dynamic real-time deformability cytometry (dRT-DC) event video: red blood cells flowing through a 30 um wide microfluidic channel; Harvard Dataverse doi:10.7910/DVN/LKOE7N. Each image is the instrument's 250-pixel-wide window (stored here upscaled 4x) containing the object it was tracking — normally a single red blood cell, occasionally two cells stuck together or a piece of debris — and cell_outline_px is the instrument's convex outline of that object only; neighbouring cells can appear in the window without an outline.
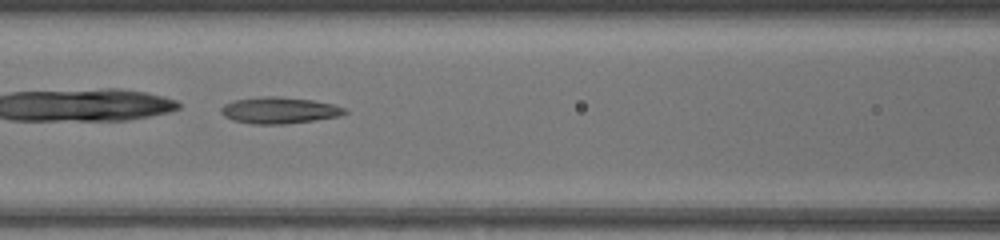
{"species": "common noctule bat (a hibernating species)", "species_latin": "Nyctalus noctula", "temperature_condition": "warm", "stored_images_in_passage": 46, "camera_frame_rate_fps": 3000, "um_per_image_px": 0.085, "animal": {"sex": "female", "body_mass_g": 17.0, "forearm_length_mm": 48.0}, "frame": {"image": 1, "passage_image": 22, "time_ms": 7.0, "image_size_px": [1000, 240], "cell_outline_px": [[348, 112], [340, 116], [316, 120], [284, 124], [252, 124], [232, 120], [224, 116], [220, 112], [220, 108], [224, 104], [232, 100], [260, 96], [280, 96], [312, 100], [332, 104], [348, 108]], "centroid_in_image_um": [23.73, 9.37], "position_along_channel_um": 142.9, "area_um2": 19.36}}
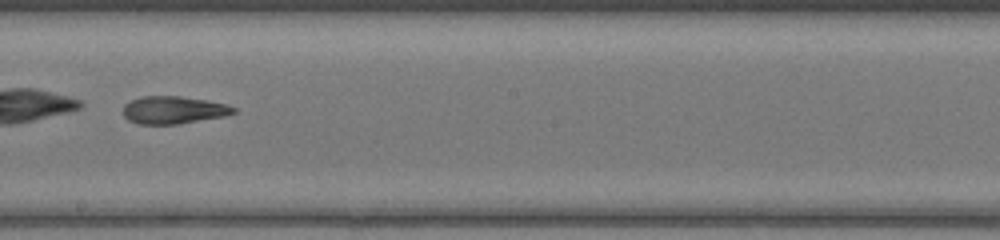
{"frame": {"image": 2, "passage_image": 28, "time_ms": 9.0, "image_size_px": [1000, 240], "cell_outline_px": [[236, 112], [224, 116], [180, 124], [136, 124], [128, 120], [124, 116], [124, 104], [128, 100], [140, 96], [180, 96], [208, 100], [228, 104], [236, 108]], "centroid_in_image_um": [14.74, 9.34], "position_along_channel_um": 233.5, "area_um2": 18.03}}
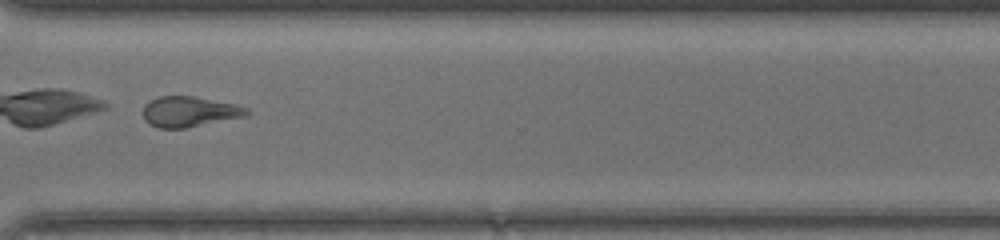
{"frame": {"image": 3, "passage_image": 36, "time_ms": 11.667, "image_size_px": [1000, 240], "cell_outline_px": [[252, 112], [248, 116], [188, 128], [156, 128], [148, 124], [144, 120], [140, 112], [144, 104], [148, 100], [156, 96], [192, 96], [236, 104], [248, 108]], "centroid_in_image_um": [16.06, 9.5], "position_along_channel_um": 354.5, "area_um2": 19.07}}